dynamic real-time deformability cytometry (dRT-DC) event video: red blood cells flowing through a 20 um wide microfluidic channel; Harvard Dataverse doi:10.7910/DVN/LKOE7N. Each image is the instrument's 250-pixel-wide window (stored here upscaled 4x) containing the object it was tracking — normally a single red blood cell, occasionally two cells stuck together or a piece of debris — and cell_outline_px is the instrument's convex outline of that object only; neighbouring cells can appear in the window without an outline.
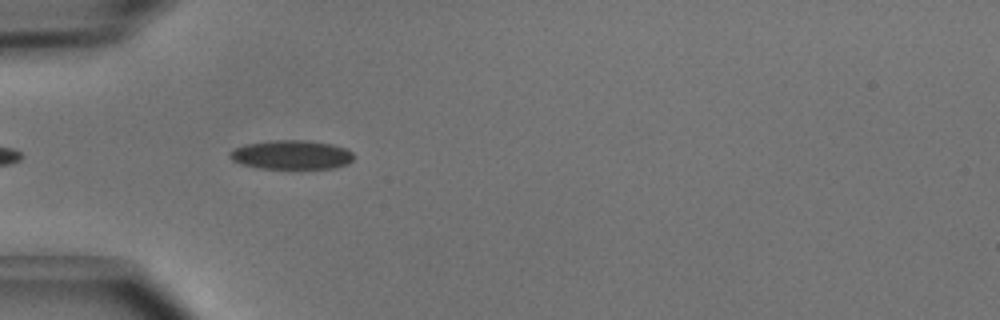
{"species": "common noctule bat (a hibernating species)", "species_latin": "Nyctalus noctula", "temperature_condition": "cold", "stored_images_in_passage": 4, "camera_frame_rate_fps": 3000, "um_per_image_px": 0.085, "animal": {"sex": "male", "body_mass_g": 15.6}, "frame": {"image": 1, "passage_image": 4, "time_ms": 1.0, "image_size_px": [1000, 320], "cell_outline_px": [[352, 160], [348, 164], [336, 168], [260, 168], [244, 164], [232, 160], [228, 156], [228, 152], [244, 144], [276, 140], [304, 140], [332, 144], [344, 148], [352, 152]], "centroid_in_image_um": [24.77, 13.15], "position_along_channel_um": 60.2, "area_um2": 20.81}}